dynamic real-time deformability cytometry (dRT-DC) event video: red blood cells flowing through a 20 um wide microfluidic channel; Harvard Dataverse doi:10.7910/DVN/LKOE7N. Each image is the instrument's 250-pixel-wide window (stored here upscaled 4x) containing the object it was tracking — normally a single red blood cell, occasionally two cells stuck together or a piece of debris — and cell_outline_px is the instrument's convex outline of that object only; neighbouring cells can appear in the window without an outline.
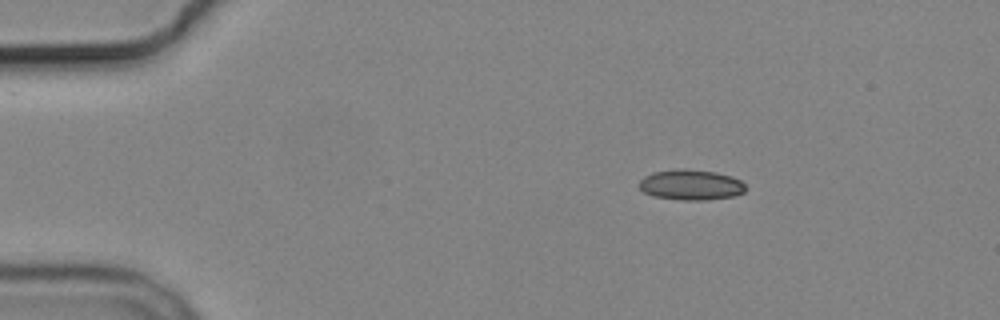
{"species": "common noctule bat (a hibernating species)", "species_latin": "Nyctalus noctula", "temperature_condition": "cold", "stored_images_in_passage": 5, "camera_frame_rate_fps": 3000, "um_per_image_px": 0.085, "animal": {"sex": "male", "body_mass_g": 19.2, "forearm_length_mm": 51.8}, "frame": {"image": 1, "passage_image": 1, "time_ms": 0.0, "image_size_px": [1000, 320], "cell_outline_px": [[748, 188], [744, 192], [736, 196], [708, 200], [684, 200], [652, 196], [644, 192], [640, 188], [640, 180], [644, 176], [652, 172], [680, 168], [684, 168], [716, 172], [732, 176], [740, 180]], "centroid_in_image_um": [58.76, 15.71], "position_along_channel_um": 26.2, "area_um2": 19.13}}